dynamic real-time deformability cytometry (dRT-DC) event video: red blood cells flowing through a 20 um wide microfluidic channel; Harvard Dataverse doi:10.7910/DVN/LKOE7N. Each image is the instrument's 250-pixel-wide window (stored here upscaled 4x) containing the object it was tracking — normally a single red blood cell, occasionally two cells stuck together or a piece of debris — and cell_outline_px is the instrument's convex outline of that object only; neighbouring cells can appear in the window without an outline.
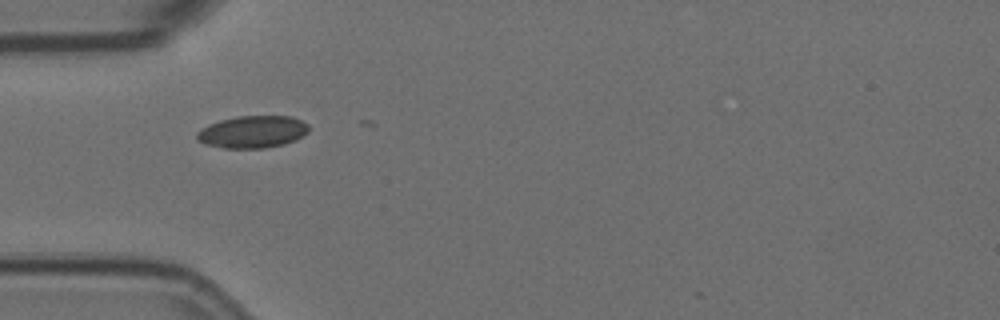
{"species": "Egyptian fruit bat (a non-hibernating species)", "species_latin": "Rousettus aegyptiacus", "temperature_condition": "room temperature", "stored_images_in_passage": 32, "camera_frame_rate_fps": 3000, "um_per_image_px": 0.085, "animal": {"sex": "female"}, "frame": {"image": 1, "passage_image": 1, "time_ms": 0.0, "image_size_px": [1000, 320], "cell_outline_px": [[308, 132], [296, 140], [284, 144], [264, 148], [220, 148], [204, 144], [196, 140], [196, 132], [200, 128], [208, 124], [220, 120], [236, 116], [292, 116], [308, 124]], "centroid_in_image_um": [21.42, 11.21], "position_along_channel_um": 63.6, "area_um2": 21.27}}
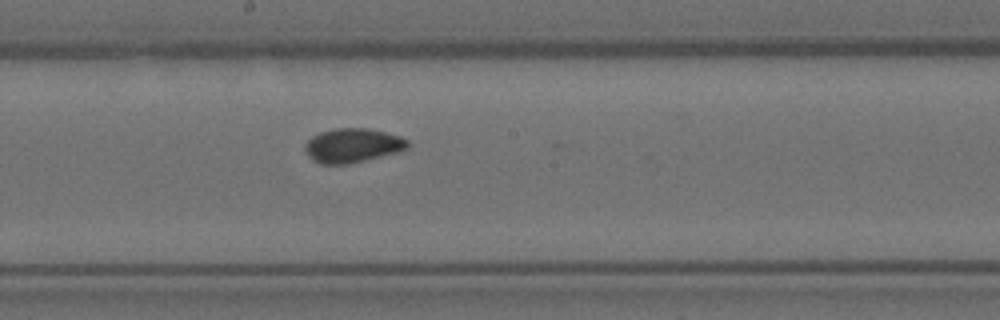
{"frame": {"image": 2, "passage_image": 14, "time_ms": 4.333, "image_size_px": [1000, 320], "cell_outline_px": [[408, 148], [396, 152], [348, 164], [320, 164], [312, 160], [308, 156], [304, 148], [304, 144], [312, 136], [320, 132], [332, 128], [368, 128], [400, 136], [408, 140]], "centroid_in_image_um": [29.92, 12.36], "position_along_channel_um": 218.3, "area_um2": 20.4}}
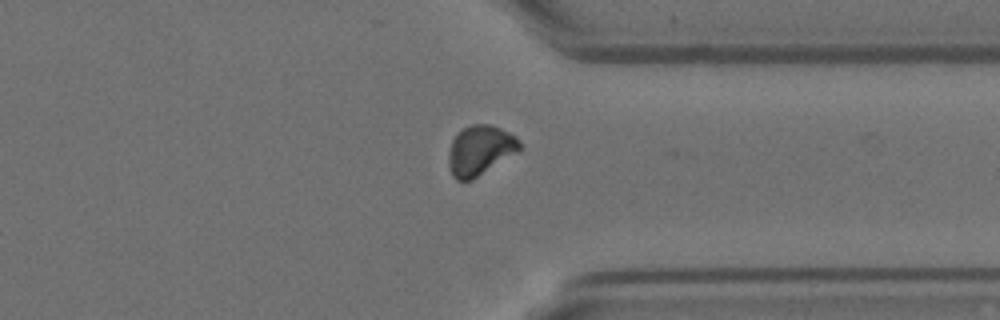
{"frame": {"image": 3, "passage_image": 27, "time_ms": 8.667, "image_size_px": [1000, 320], "cell_outline_px": [[524, 144], [516, 152], [472, 180], [456, 180], [452, 176], [448, 164], [448, 152], [452, 140], [464, 128], [472, 124], [492, 124], [516, 136]], "centroid_in_image_um": [40.8, 12.77], "position_along_channel_um": 370.6, "area_um2": 20.52}, "authors_computed_cell_mechanics": {"area_um2": 20.1433, "velocity_mm_per_s": 3.5757, "shape_relaxation_time_tau1_ms": null, "shape_relaxation_time_tau2_ms": 1.3545, "deformation_change_tau1": null, "deformation_change_tau2": 0.0528}}